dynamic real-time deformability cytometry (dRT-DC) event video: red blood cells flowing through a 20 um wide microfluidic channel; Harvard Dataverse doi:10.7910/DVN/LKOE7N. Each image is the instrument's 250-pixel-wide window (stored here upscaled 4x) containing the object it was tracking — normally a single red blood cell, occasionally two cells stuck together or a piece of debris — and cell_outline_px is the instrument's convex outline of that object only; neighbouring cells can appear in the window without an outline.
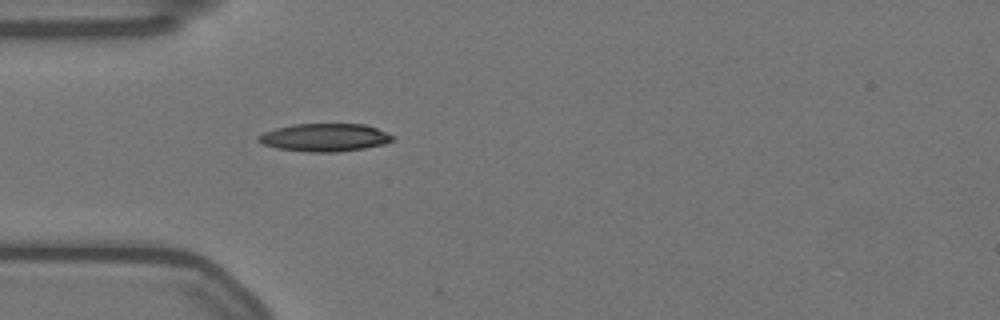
{"species": "Egyptian fruit bat (a non-hibernating species)", "species_latin": "Rousettus aegyptiacus", "temperature_condition": "warm", "stored_images_in_passage": 41, "camera_frame_rate_fps": 3000, "um_per_image_px": 0.085, "animal": {"sex": "female"}, "frame": {"image": 1, "passage_image": 1, "time_ms": 0.0, "image_size_px": [1000, 320], "cell_outline_px": [[396, 136], [392, 140], [384, 144], [364, 148], [336, 152], [308, 152], [276, 148], [260, 144], [256, 140], [256, 136], [264, 132], [276, 128], [292, 124], [364, 124], [376, 128]], "centroid_in_image_um": [27.55, 11.69], "position_along_channel_um": 57.4, "area_um2": 21.96}}
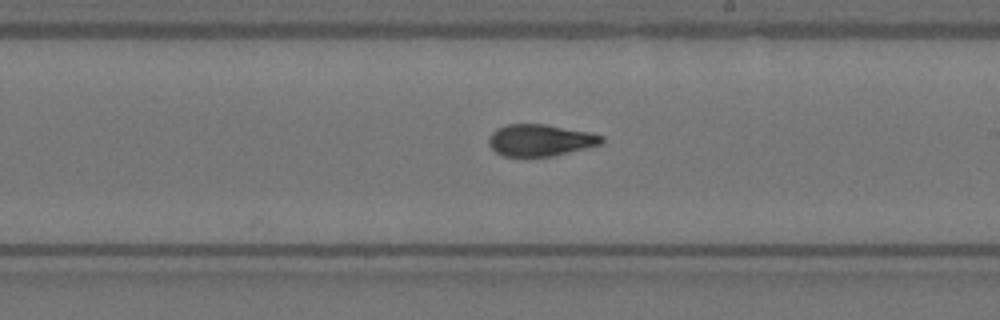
{"frame": {"image": 2, "passage_image": 17, "time_ms": 5.333, "image_size_px": [1000, 320], "cell_outline_px": [[604, 140], [600, 144], [552, 156], [504, 156], [496, 152], [488, 144], [488, 136], [496, 128], [508, 124], [544, 124], [588, 132], [604, 136]], "centroid_in_image_um": [45.87, 11.91], "position_along_channel_um": 243.1, "area_um2": 20.69}}
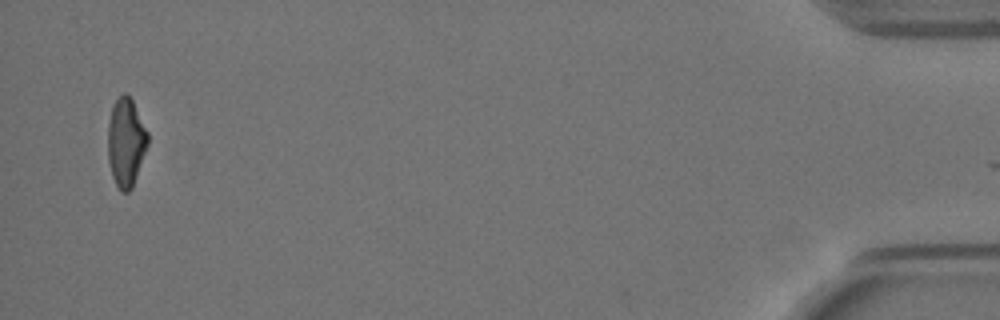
{"frame": {"image": 3, "passage_image": 40, "time_ms": 13.0, "image_size_px": [1000, 320], "cell_outline_px": [[148, 144], [132, 188], [128, 192], [120, 192], [112, 176], [108, 160], [108, 120], [112, 104], [124, 92], [128, 92], [148, 132]], "centroid_in_image_um": [10.69, 12.08], "position_along_channel_um": 424.5, "area_um2": 20.69}, "authors_computed_cell_mechanics": {"area_um2": 21.097, "velocity_mm_per_s": 3.5245, "shape_relaxation_time_tau1_ms": 6.7437, "shape_relaxation_time_tau2_ms": 3.3816, "deformation_change_tau1": 0.2084, "deformation_change_tau2": 0.1055}}